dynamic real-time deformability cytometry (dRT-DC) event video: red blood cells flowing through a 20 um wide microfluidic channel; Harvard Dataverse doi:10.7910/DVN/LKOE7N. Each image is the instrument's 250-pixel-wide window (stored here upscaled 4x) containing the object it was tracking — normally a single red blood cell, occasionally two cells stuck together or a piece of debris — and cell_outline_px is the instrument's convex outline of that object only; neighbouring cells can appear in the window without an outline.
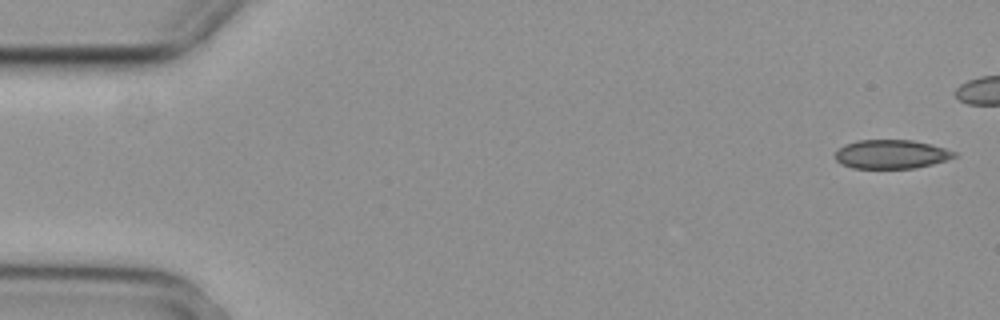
{"species": "common noctule bat (a hibernating species)", "species_latin": "Nyctalus noctula", "temperature_condition": "cold", "stored_images_in_passage": 5, "camera_frame_rate_fps": 3000, "um_per_image_px": 0.085, "animal": {"sex": "female", "body_mass_g": 29.2, "forearm_length_mm": 56.3}, "frame": {"image": 1, "passage_image": 1, "time_ms": 0.0, "image_size_px": [1000, 320], "cell_outline_px": [[956, 156], [932, 164], [916, 168], [852, 168], [840, 164], [836, 160], [836, 152], [844, 144], [860, 140], [912, 140], [944, 148], [956, 152]], "centroid_in_image_um": [75.72, 13.11], "position_along_channel_um": 9.3, "area_um2": 19.83}}
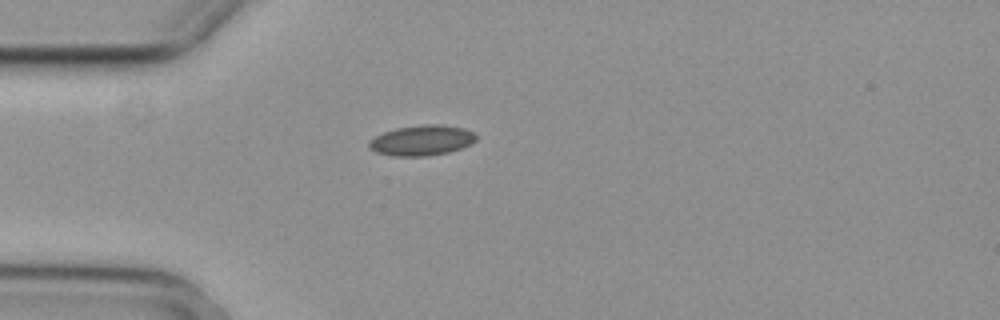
{"frame": {"image": 2, "passage_image": 5, "time_ms": 1.333, "image_size_px": [1000, 320], "cell_outline_px": [[476, 140], [472, 144], [448, 152], [424, 156], [392, 156], [376, 152], [368, 148], [368, 140], [384, 132], [396, 128], [424, 124], [440, 124], [464, 128], [472, 132], [476, 136]], "centroid_in_image_um": [35.82, 11.93], "position_along_channel_um": 49.2, "area_um2": 18.96}}